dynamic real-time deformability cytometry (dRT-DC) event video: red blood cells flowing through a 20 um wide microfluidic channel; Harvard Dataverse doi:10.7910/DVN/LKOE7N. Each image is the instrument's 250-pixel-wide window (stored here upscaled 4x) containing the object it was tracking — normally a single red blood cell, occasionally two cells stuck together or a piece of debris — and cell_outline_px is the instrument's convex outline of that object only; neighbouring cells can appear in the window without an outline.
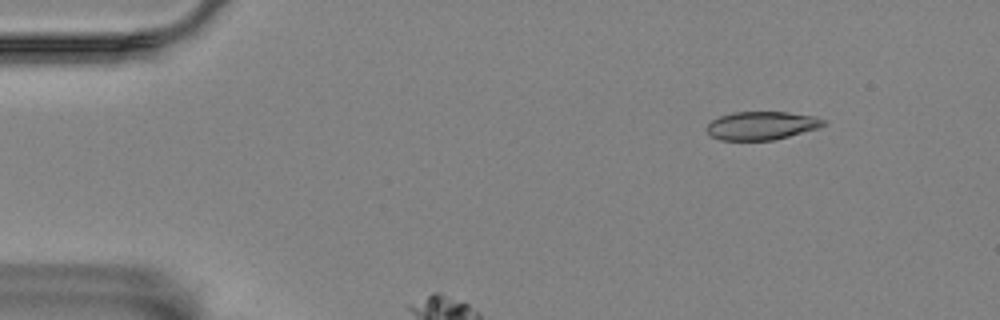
{"species": "Egyptian fruit bat (a non-hibernating species)", "species_latin": "Rousettus aegyptiacus", "temperature_condition": "room temperature", "stored_images_in_passage": 4, "camera_frame_rate_fps": 3000, "um_per_image_px": 0.085, "animal": {"sex": "female"}, "frame": {"image": 1, "passage_image": 2, "time_ms": 1.0, "image_size_px": [1000, 320], "cell_outline_px": [[824, 124], [820, 128], [772, 140], [720, 140], [712, 136], [704, 128], [712, 120], [720, 116], [732, 112], [788, 112], [812, 116], [824, 120]], "centroid_in_image_um": [64.7, 10.67], "position_along_channel_um": 20.3, "area_um2": 19.13}}